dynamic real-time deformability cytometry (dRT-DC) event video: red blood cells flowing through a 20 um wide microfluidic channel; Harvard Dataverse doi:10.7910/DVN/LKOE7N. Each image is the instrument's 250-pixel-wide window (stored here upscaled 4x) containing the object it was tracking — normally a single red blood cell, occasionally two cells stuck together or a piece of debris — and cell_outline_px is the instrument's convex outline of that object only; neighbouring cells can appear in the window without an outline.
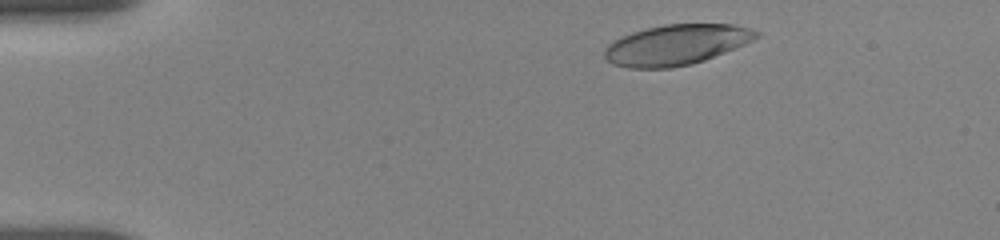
{"species": "human", "species_latin": "Homo sapiens", "temperature_condition": "room temperature", "stored_images_in_passage": 7, "camera_frame_rate_fps": 3000, "um_per_image_px": 0.085, "donor": {"sex": "female"}, "frame": {"image": 1, "passage_image": 2, "time_ms": 0.667, "image_size_px": [1000, 240], "cell_outline_px": [[760, 36], [744, 44], [704, 60], [692, 64], [672, 68], [628, 68], [612, 64], [604, 56], [604, 48], [608, 44], [632, 32], [664, 24], [732, 24], [748, 28], [760, 32]], "centroid_in_image_um": [57.47, 3.81], "position_along_channel_um": 27.5, "area_um2": 35.49}}
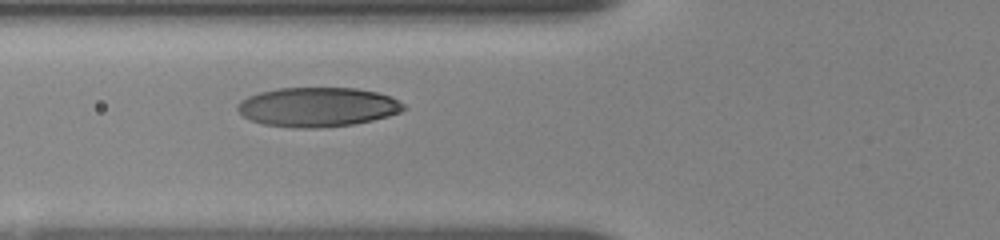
{"frame": {"image": 2, "passage_image": 6, "time_ms": 4.667, "image_size_px": [1000, 240], "cell_outline_px": [[408, 108], [400, 112], [388, 116], [372, 120], [352, 124], [316, 128], [296, 128], [264, 124], [252, 120], [244, 116], [236, 108], [240, 100], [248, 96], [260, 92], [280, 88], [356, 88], [376, 92], [388, 96], [404, 104]], "centroid_in_image_um": [26.99, 9.09], "position_along_channel_um": 98.8, "area_um2": 37.86}}
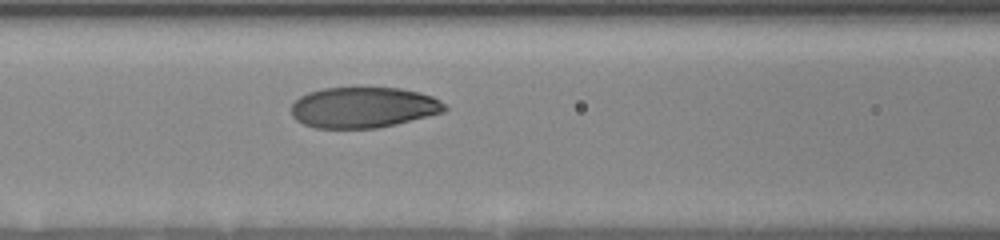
{"frame": {"image": 3, "passage_image": 7, "time_ms": 5.667, "image_size_px": [1000, 240], "cell_outline_px": [[448, 108], [444, 112], [396, 124], [376, 128], [316, 128], [304, 124], [296, 120], [292, 116], [292, 104], [300, 96], [308, 92], [324, 88], [400, 88], [420, 92], [432, 96], [448, 104]], "centroid_in_image_um": [30.91, 9.13], "position_along_channel_um": 135.7, "area_um2": 36.53}}